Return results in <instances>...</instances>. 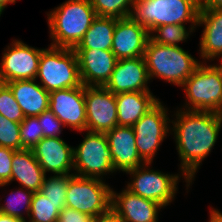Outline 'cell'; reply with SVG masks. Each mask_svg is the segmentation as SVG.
<instances>
[{
    "mask_svg": "<svg viewBox=\"0 0 222 222\" xmlns=\"http://www.w3.org/2000/svg\"><path fill=\"white\" fill-rule=\"evenodd\" d=\"M171 118L170 133H173L178 152V167L193 183L202 162L217 143L222 128V114L177 108Z\"/></svg>",
    "mask_w": 222,
    "mask_h": 222,
    "instance_id": "obj_1",
    "label": "cell"
},
{
    "mask_svg": "<svg viewBox=\"0 0 222 222\" xmlns=\"http://www.w3.org/2000/svg\"><path fill=\"white\" fill-rule=\"evenodd\" d=\"M51 46L74 49L97 17L90 0H67L47 14Z\"/></svg>",
    "mask_w": 222,
    "mask_h": 222,
    "instance_id": "obj_2",
    "label": "cell"
},
{
    "mask_svg": "<svg viewBox=\"0 0 222 222\" xmlns=\"http://www.w3.org/2000/svg\"><path fill=\"white\" fill-rule=\"evenodd\" d=\"M149 79L158 78L181 87L202 63L181 46H168L150 38L144 52Z\"/></svg>",
    "mask_w": 222,
    "mask_h": 222,
    "instance_id": "obj_3",
    "label": "cell"
},
{
    "mask_svg": "<svg viewBox=\"0 0 222 222\" xmlns=\"http://www.w3.org/2000/svg\"><path fill=\"white\" fill-rule=\"evenodd\" d=\"M185 102L181 109L222 114V68L202 62L182 84Z\"/></svg>",
    "mask_w": 222,
    "mask_h": 222,
    "instance_id": "obj_4",
    "label": "cell"
},
{
    "mask_svg": "<svg viewBox=\"0 0 222 222\" xmlns=\"http://www.w3.org/2000/svg\"><path fill=\"white\" fill-rule=\"evenodd\" d=\"M198 0H135L132 17L149 33L161 25L197 26Z\"/></svg>",
    "mask_w": 222,
    "mask_h": 222,
    "instance_id": "obj_5",
    "label": "cell"
},
{
    "mask_svg": "<svg viewBox=\"0 0 222 222\" xmlns=\"http://www.w3.org/2000/svg\"><path fill=\"white\" fill-rule=\"evenodd\" d=\"M49 93L82 85L77 54L72 48L49 45L42 50L36 80Z\"/></svg>",
    "mask_w": 222,
    "mask_h": 222,
    "instance_id": "obj_6",
    "label": "cell"
},
{
    "mask_svg": "<svg viewBox=\"0 0 222 222\" xmlns=\"http://www.w3.org/2000/svg\"><path fill=\"white\" fill-rule=\"evenodd\" d=\"M151 165L152 163H144L125 172L130 175V181L127 182L125 188L145 199L159 203L163 208L171 205L176 194L179 193L180 178H183V182L186 183V192L188 193V189L193 183L182 172L178 174L163 173L159 169H152Z\"/></svg>",
    "mask_w": 222,
    "mask_h": 222,
    "instance_id": "obj_7",
    "label": "cell"
},
{
    "mask_svg": "<svg viewBox=\"0 0 222 222\" xmlns=\"http://www.w3.org/2000/svg\"><path fill=\"white\" fill-rule=\"evenodd\" d=\"M82 142L73 147L74 175L105 180L115 174L105 133L85 131Z\"/></svg>",
    "mask_w": 222,
    "mask_h": 222,
    "instance_id": "obj_8",
    "label": "cell"
},
{
    "mask_svg": "<svg viewBox=\"0 0 222 222\" xmlns=\"http://www.w3.org/2000/svg\"><path fill=\"white\" fill-rule=\"evenodd\" d=\"M111 189L104 180L75 175L67 188L66 207L97 218L111 210Z\"/></svg>",
    "mask_w": 222,
    "mask_h": 222,
    "instance_id": "obj_9",
    "label": "cell"
},
{
    "mask_svg": "<svg viewBox=\"0 0 222 222\" xmlns=\"http://www.w3.org/2000/svg\"><path fill=\"white\" fill-rule=\"evenodd\" d=\"M168 111L160 100L132 126L137 151L146 163H153L160 145L171 135V115Z\"/></svg>",
    "mask_w": 222,
    "mask_h": 222,
    "instance_id": "obj_10",
    "label": "cell"
},
{
    "mask_svg": "<svg viewBox=\"0 0 222 222\" xmlns=\"http://www.w3.org/2000/svg\"><path fill=\"white\" fill-rule=\"evenodd\" d=\"M0 61V83L36 79L42 48L13 39L6 46Z\"/></svg>",
    "mask_w": 222,
    "mask_h": 222,
    "instance_id": "obj_11",
    "label": "cell"
},
{
    "mask_svg": "<svg viewBox=\"0 0 222 222\" xmlns=\"http://www.w3.org/2000/svg\"><path fill=\"white\" fill-rule=\"evenodd\" d=\"M86 131L106 133L118 125L115 94L104 86H85Z\"/></svg>",
    "mask_w": 222,
    "mask_h": 222,
    "instance_id": "obj_12",
    "label": "cell"
},
{
    "mask_svg": "<svg viewBox=\"0 0 222 222\" xmlns=\"http://www.w3.org/2000/svg\"><path fill=\"white\" fill-rule=\"evenodd\" d=\"M85 85L50 92L49 109L70 130L86 131Z\"/></svg>",
    "mask_w": 222,
    "mask_h": 222,
    "instance_id": "obj_13",
    "label": "cell"
},
{
    "mask_svg": "<svg viewBox=\"0 0 222 222\" xmlns=\"http://www.w3.org/2000/svg\"><path fill=\"white\" fill-rule=\"evenodd\" d=\"M150 79L143 56L117 60L110 79L104 87L113 94L151 92Z\"/></svg>",
    "mask_w": 222,
    "mask_h": 222,
    "instance_id": "obj_14",
    "label": "cell"
},
{
    "mask_svg": "<svg viewBox=\"0 0 222 222\" xmlns=\"http://www.w3.org/2000/svg\"><path fill=\"white\" fill-rule=\"evenodd\" d=\"M73 147L62 137H43L31 150L45 174L68 175L74 174Z\"/></svg>",
    "mask_w": 222,
    "mask_h": 222,
    "instance_id": "obj_15",
    "label": "cell"
},
{
    "mask_svg": "<svg viewBox=\"0 0 222 222\" xmlns=\"http://www.w3.org/2000/svg\"><path fill=\"white\" fill-rule=\"evenodd\" d=\"M149 38L147 28L132 16L117 18L111 51L117 60L144 56Z\"/></svg>",
    "mask_w": 222,
    "mask_h": 222,
    "instance_id": "obj_16",
    "label": "cell"
},
{
    "mask_svg": "<svg viewBox=\"0 0 222 222\" xmlns=\"http://www.w3.org/2000/svg\"><path fill=\"white\" fill-rule=\"evenodd\" d=\"M159 203L145 199L126 188L116 192L111 189V210L124 222H158Z\"/></svg>",
    "mask_w": 222,
    "mask_h": 222,
    "instance_id": "obj_17",
    "label": "cell"
},
{
    "mask_svg": "<svg viewBox=\"0 0 222 222\" xmlns=\"http://www.w3.org/2000/svg\"><path fill=\"white\" fill-rule=\"evenodd\" d=\"M115 172L123 173L146 163L139 155L132 126H116L106 133Z\"/></svg>",
    "mask_w": 222,
    "mask_h": 222,
    "instance_id": "obj_18",
    "label": "cell"
},
{
    "mask_svg": "<svg viewBox=\"0 0 222 222\" xmlns=\"http://www.w3.org/2000/svg\"><path fill=\"white\" fill-rule=\"evenodd\" d=\"M79 64L82 84L104 86L110 79L117 62L112 51L97 49H74Z\"/></svg>",
    "mask_w": 222,
    "mask_h": 222,
    "instance_id": "obj_19",
    "label": "cell"
},
{
    "mask_svg": "<svg viewBox=\"0 0 222 222\" xmlns=\"http://www.w3.org/2000/svg\"><path fill=\"white\" fill-rule=\"evenodd\" d=\"M197 26H204L198 50L202 62L219 61L222 58V9L200 8Z\"/></svg>",
    "mask_w": 222,
    "mask_h": 222,
    "instance_id": "obj_20",
    "label": "cell"
},
{
    "mask_svg": "<svg viewBox=\"0 0 222 222\" xmlns=\"http://www.w3.org/2000/svg\"><path fill=\"white\" fill-rule=\"evenodd\" d=\"M45 176L31 149L16 150L12 159L11 179L8 183L0 184V187H6L17 181L20 187L35 193L40 191Z\"/></svg>",
    "mask_w": 222,
    "mask_h": 222,
    "instance_id": "obj_21",
    "label": "cell"
},
{
    "mask_svg": "<svg viewBox=\"0 0 222 222\" xmlns=\"http://www.w3.org/2000/svg\"><path fill=\"white\" fill-rule=\"evenodd\" d=\"M36 79L6 83L22 109L25 117H34L49 109L50 93Z\"/></svg>",
    "mask_w": 222,
    "mask_h": 222,
    "instance_id": "obj_22",
    "label": "cell"
},
{
    "mask_svg": "<svg viewBox=\"0 0 222 222\" xmlns=\"http://www.w3.org/2000/svg\"><path fill=\"white\" fill-rule=\"evenodd\" d=\"M118 126H133L159 101L152 92L115 94Z\"/></svg>",
    "mask_w": 222,
    "mask_h": 222,
    "instance_id": "obj_23",
    "label": "cell"
},
{
    "mask_svg": "<svg viewBox=\"0 0 222 222\" xmlns=\"http://www.w3.org/2000/svg\"><path fill=\"white\" fill-rule=\"evenodd\" d=\"M117 18L96 17L82 40L74 49H99L111 51Z\"/></svg>",
    "mask_w": 222,
    "mask_h": 222,
    "instance_id": "obj_24",
    "label": "cell"
},
{
    "mask_svg": "<svg viewBox=\"0 0 222 222\" xmlns=\"http://www.w3.org/2000/svg\"><path fill=\"white\" fill-rule=\"evenodd\" d=\"M33 195L34 192L20 186L17 187L14 191H11V194L9 193V197L5 203H0V213L16 217L21 222L27 221ZM1 201L2 198H0V202Z\"/></svg>",
    "mask_w": 222,
    "mask_h": 222,
    "instance_id": "obj_25",
    "label": "cell"
},
{
    "mask_svg": "<svg viewBox=\"0 0 222 222\" xmlns=\"http://www.w3.org/2000/svg\"><path fill=\"white\" fill-rule=\"evenodd\" d=\"M198 26H188L180 24L161 25L154 28L150 33L153 42L168 46H180V42L188 41L191 34L196 32Z\"/></svg>",
    "mask_w": 222,
    "mask_h": 222,
    "instance_id": "obj_26",
    "label": "cell"
},
{
    "mask_svg": "<svg viewBox=\"0 0 222 222\" xmlns=\"http://www.w3.org/2000/svg\"><path fill=\"white\" fill-rule=\"evenodd\" d=\"M64 207H66L64 203H54L39 191L35 192L27 222H57L60 211Z\"/></svg>",
    "mask_w": 222,
    "mask_h": 222,
    "instance_id": "obj_27",
    "label": "cell"
},
{
    "mask_svg": "<svg viewBox=\"0 0 222 222\" xmlns=\"http://www.w3.org/2000/svg\"><path fill=\"white\" fill-rule=\"evenodd\" d=\"M98 17L126 18L132 15L135 0H90Z\"/></svg>",
    "mask_w": 222,
    "mask_h": 222,
    "instance_id": "obj_28",
    "label": "cell"
},
{
    "mask_svg": "<svg viewBox=\"0 0 222 222\" xmlns=\"http://www.w3.org/2000/svg\"><path fill=\"white\" fill-rule=\"evenodd\" d=\"M74 174L68 175H47L44 178L40 193L54 203H64L66 205L67 188Z\"/></svg>",
    "mask_w": 222,
    "mask_h": 222,
    "instance_id": "obj_29",
    "label": "cell"
},
{
    "mask_svg": "<svg viewBox=\"0 0 222 222\" xmlns=\"http://www.w3.org/2000/svg\"><path fill=\"white\" fill-rule=\"evenodd\" d=\"M0 114L10 121L18 123H21L25 118L12 90L5 83H0Z\"/></svg>",
    "mask_w": 222,
    "mask_h": 222,
    "instance_id": "obj_30",
    "label": "cell"
},
{
    "mask_svg": "<svg viewBox=\"0 0 222 222\" xmlns=\"http://www.w3.org/2000/svg\"><path fill=\"white\" fill-rule=\"evenodd\" d=\"M0 146L13 150L25 149L21 143L20 123L10 121L0 114Z\"/></svg>",
    "mask_w": 222,
    "mask_h": 222,
    "instance_id": "obj_31",
    "label": "cell"
},
{
    "mask_svg": "<svg viewBox=\"0 0 222 222\" xmlns=\"http://www.w3.org/2000/svg\"><path fill=\"white\" fill-rule=\"evenodd\" d=\"M20 136L25 149H32L43 138V130L37 116L24 118L20 123Z\"/></svg>",
    "mask_w": 222,
    "mask_h": 222,
    "instance_id": "obj_32",
    "label": "cell"
},
{
    "mask_svg": "<svg viewBox=\"0 0 222 222\" xmlns=\"http://www.w3.org/2000/svg\"><path fill=\"white\" fill-rule=\"evenodd\" d=\"M38 121L43 130V137H60L62 129L65 125L48 109L42 114L38 115Z\"/></svg>",
    "mask_w": 222,
    "mask_h": 222,
    "instance_id": "obj_33",
    "label": "cell"
},
{
    "mask_svg": "<svg viewBox=\"0 0 222 222\" xmlns=\"http://www.w3.org/2000/svg\"><path fill=\"white\" fill-rule=\"evenodd\" d=\"M14 153L15 150L0 146V184L8 183L11 179Z\"/></svg>",
    "mask_w": 222,
    "mask_h": 222,
    "instance_id": "obj_34",
    "label": "cell"
},
{
    "mask_svg": "<svg viewBox=\"0 0 222 222\" xmlns=\"http://www.w3.org/2000/svg\"><path fill=\"white\" fill-rule=\"evenodd\" d=\"M57 222H93V218L75 209L64 207L60 211Z\"/></svg>",
    "mask_w": 222,
    "mask_h": 222,
    "instance_id": "obj_35",
    "label": "cell"
},
{
    "mask_svg": "<svg viewBox=\"0 0 222 222\" xmlns=\"http://www.w3.org/2000/svg\"><path fill=\"white\" fill-rule=\"evenodd\" d=\"M93 222H124V221L119 216H117L112 210H110L107 214L94 218Z\"/></svg>",
    "mask_w": 222,
    "mask_h": 222,
    "instance_id": "obj_36",
    "label": "cell"
},
{
    "mask_svg": "<svg viewBox=\"0 0 222 222\" xmlns=\"http://www.w3.org/2000/svg\"><path fill=\"white\" fill-rule=\"evenodd\" d=\"M200 8L222 9V0H198Z\"/></svg>",
    "mask_w": 222,
    "mask_h": 222,
    "instance_id": "obj_37",
    "label": "cell"
},
{
    "mask_svg": "<svg viewBox=\"0 0 222 222\" xmlns=\"http://www.w3.org/2000/svg\"><path fill=\"white\" fill-rule=\"evenodd\" d=\"M209 221L208 222H222V212L219 211L217 208H212V206L209 209Z\"/></svg>",
    "mask_w": 222,
    "mask_h": 222,
    "instance_id": "obj_38",
    "label": "cell"
},
{
    "mask_svg": "<svg viewBox=\"0 0 222 222\" xmlns=\"http://www.w3.org/2000/svg\"><path fill=\"white\" fill-rule=\"evenodd\" d=\"M0 222H21L16 217L9 216L7 214L0 213Z\"/></svg>",
    "mask_w": 222,
    "mask_h": 222,
    "instance_id": "obj_39",
    "label": "cell"
},
{
    "mask_svg": "<svg viewBox=\"0 0 222 222\" xmlns=\"http://www.w3.org/2000/svg\"><path fill=\"white\" fill-rule=\"evenodd\" d=\"M17 0H0V8L4 11L8 4H14Z\"/></svg>",
    "mask_w": 222,
    "mask_h": 222,
    "instance_id": "obj_40",
    "label": "cell"
},
{
    "mask_svg": "<svg viewBox=\"0 0 222 222\" xmlns=\"http://www.w3.org/2000/svg\"><path fill=\"white\" fill-rule=\"evenodd\" d=\"M220 64H218L222 68V58L220 59Z\"/></svg>",
    "mask_w": 222,
    "mask_h": 222,
    "instance_id": "obj_41",
    "label": "cell"
},
{
    "mask_svg": "<svg viewBox=\"0 0 222 222\" xmlns=\"http://www.w3.org/2000/svg\"><path fill=\"white\" fill-rule=\"evenodd\" d=\"M4 11L0 8V17H1V14L3 13Z\"/></svg>",
    "mask_w": 222,
    "mask_h": 222,
    "instance_id": "obj_42",
    "label": "cell"
}]
</instances>
